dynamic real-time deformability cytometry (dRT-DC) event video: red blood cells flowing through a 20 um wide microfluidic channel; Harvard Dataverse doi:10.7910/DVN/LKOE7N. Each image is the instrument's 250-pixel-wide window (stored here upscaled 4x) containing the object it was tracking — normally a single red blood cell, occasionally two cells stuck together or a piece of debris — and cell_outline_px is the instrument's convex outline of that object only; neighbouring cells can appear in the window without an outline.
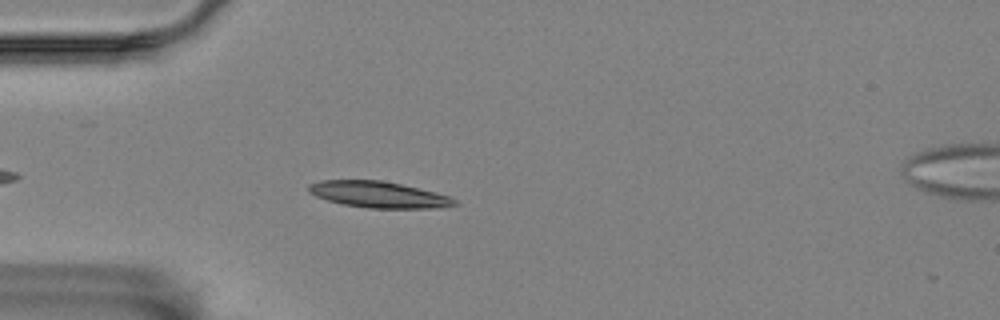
{"species": "Egyptian fruit bat (a non-hibernating species)", "species_latin": "Rousettus aegyptiacus", "temperature_condition": "room temperature", "stored_images_in_passage": 5, "camera_frame_rate_fps": 3000, "um_per_image_px": 0.085, "animal": {"sex": "female"}, "frame": {"image": 1, "passage_image": 4, "time_ms": 1.0, "image_size_px": [1000, 320], "cell_outline_px": [[460, 204], [436, 208], [368, 208], [344, 204], [328, 200], [316, 196], [308, 192], [308, 184], [320, 180], [380, 180], [400, 184], [436, 192], [448, 196], [456, 200]], "centroid_in_image_um": [32.17, 16.53], "position_along_channel_um": 52.8, "area_um2": 22.25}}